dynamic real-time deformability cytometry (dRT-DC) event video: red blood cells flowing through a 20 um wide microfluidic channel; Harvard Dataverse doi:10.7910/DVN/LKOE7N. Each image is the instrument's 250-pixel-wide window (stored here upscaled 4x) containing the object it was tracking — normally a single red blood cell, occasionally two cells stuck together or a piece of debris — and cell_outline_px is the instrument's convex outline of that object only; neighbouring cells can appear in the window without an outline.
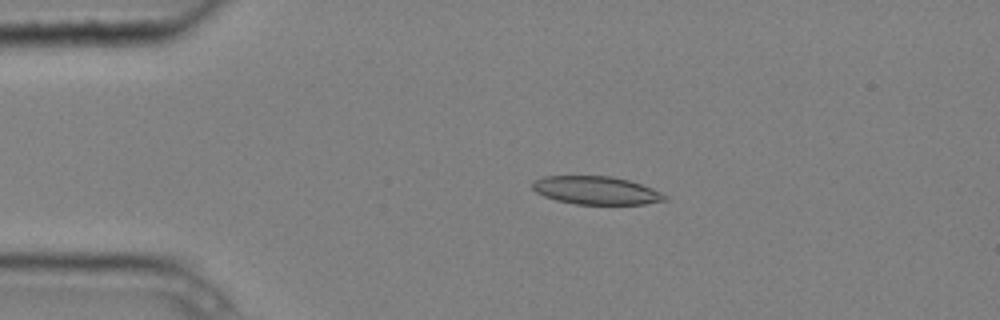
{"species": "common noctule bat (a hibernating species)", "species_latin": "Nyctalus noctula", "temperature_condition": "cold", "stored_images_in_passage": 4, "camera_frame_rate_fps": 3000, "um_per_image_px": 0.085, "animal": {"sex": "male", "body_mass_g": 20.4}, "frame": {"image": 1, "passage_image": 3, "time_ms": 0.667, "image_size_px": [1000, 320], "cell_outline_px": [[668, 200], [644, 204], [576, 204], [556, 200], [544, 196], [536, 192], [532, 188], [532, 180], [544, 176], [612, 176], [628, 180], [652, 188], [668, 196]], "centroid_in_image_um": [50.66, 16.18], "position_along_channel_um": 34.3, "area_um2": 21.73}}